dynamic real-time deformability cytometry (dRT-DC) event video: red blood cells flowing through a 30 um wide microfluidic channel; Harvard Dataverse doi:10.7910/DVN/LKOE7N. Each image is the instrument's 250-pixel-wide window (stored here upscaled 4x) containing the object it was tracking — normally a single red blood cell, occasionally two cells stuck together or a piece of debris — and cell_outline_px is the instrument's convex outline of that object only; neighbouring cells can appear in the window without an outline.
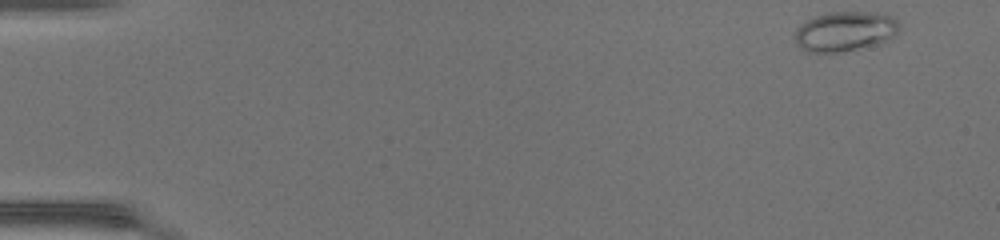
{"species": "common noctule bat (a hibernating species)", "species_latin": "Nyctalus noctula", "temperature_condition": "warm", "stored_images_in_passage": 47, "camera_frame_rate_fps": 3000, "um_per_image_px": 0.085, "animal": {"sex": "female", "body_mass_g": 17.0, "forearm_length_mm": 48.0}, "frame": {"image": 1, "passage_image": 1, "time_ms": 0.0, "image_size_px": [1000, 240], "cell_outline_px": [[900, 24], [896, 32], [892, 36], [880, 44], [844, 52], [808, 52], [800, 48], [796, 40], [796, 28], [800, 24], [816, 16], [828, 12], [876, 12], [892, 16]], "centroid_in_image_um": [71.83, 2.67], "position_along_channel_um": 13.2, "area_um2": 24.22}}
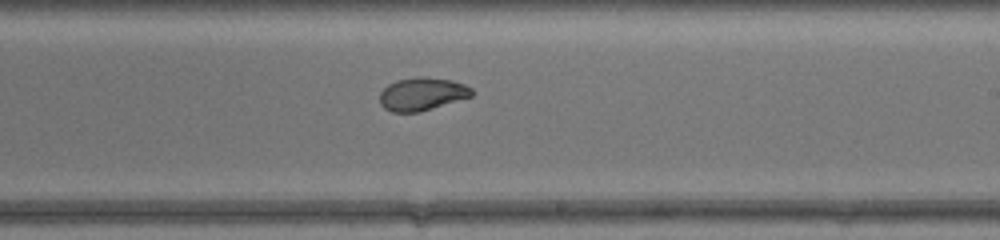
{"frame": {"image": 2, "passage_image": 28, "time_ms": 9.0, "image_size_px": [1000, 240], "cell_outline_px": [[472, 96], [420, 112], [392, 112], [384, 108], [380, 104], [380, 92], [388, 84], [396, 80], [452, 80], [464, 84], [472, 88]], "centroid_in_image_um": [35.85, 8.05], "position_along_channel_um": 253.1, "area_um2": 16.88}}
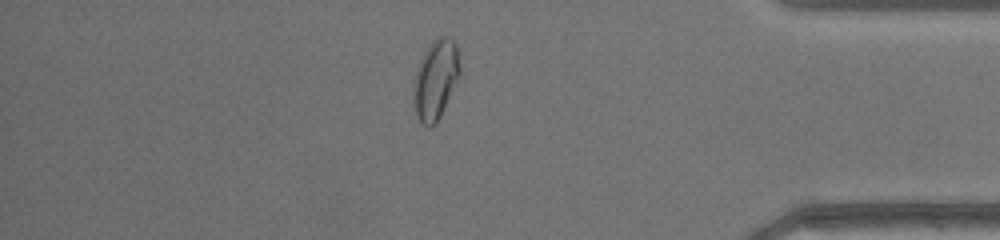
{"frame": {"image": 3, "passage_image": 40, "time_ms": 13.0, "image_size_px": [1000, 240], "cell_outline_px": [[460, 76], [436, 124], [428, 128], [416, 116], [412, 92], [412, 84], [420, 60], [424, 52], [432, 40], [436, 36], [448, 36], [456, 44], [460, 68]], "centroid_in_image_um": [37.01, 6.75], "position_along_channel_um": 398.2, "area_um2": 21.62}, "authors_computed_cell_mechanics": {"area_um2": 20.519, "velocity_mm_per_s": 4.3254, "shape_relaxation_time_tau1_ms": 10.4416, "shape_relaxation_time_tau2_ms": 0.866, "deformation_change_tau1": 0.2904, "deformation_change_tau2": 0.0441}}